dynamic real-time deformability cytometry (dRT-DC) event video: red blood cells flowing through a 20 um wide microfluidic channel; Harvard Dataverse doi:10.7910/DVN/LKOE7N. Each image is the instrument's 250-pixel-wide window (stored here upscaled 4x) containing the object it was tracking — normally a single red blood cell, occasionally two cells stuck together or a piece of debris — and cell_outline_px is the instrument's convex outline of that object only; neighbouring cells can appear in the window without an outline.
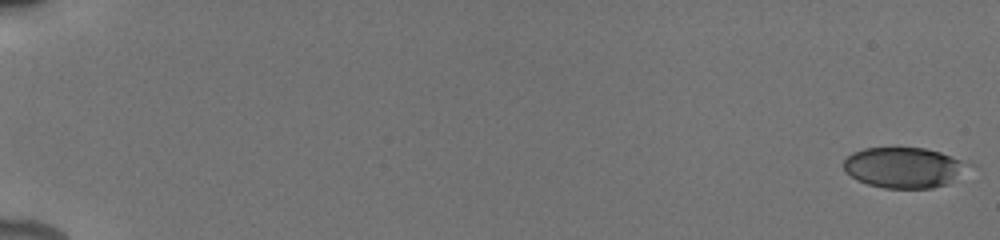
{"species": "human", "species_latin": "Homo sapiens", "temperature_condition": "cold", "stored_images_in_passage": 35, "camera_frame_rate_fps": 3000, "um_per_image_px": 0.085, "donor": {"sex": "male"}, "frame": {"image": 1, "passage_image": 1, "time_ms": 0.0, "image_size_px": [1000, 240], "cell_outline_px": [[964, 164], [948, 184], [932, 188], [884, 188], [868, 184], [856, 180], [844, 172], [844, 160], [852, 152], [864, 148], [924, 148], [940, 152], [960, 160]], "centroid_in_image_um": [76.66, 14.24], "position_along_channel_um": 8.3, "area_um2": 28.61}}
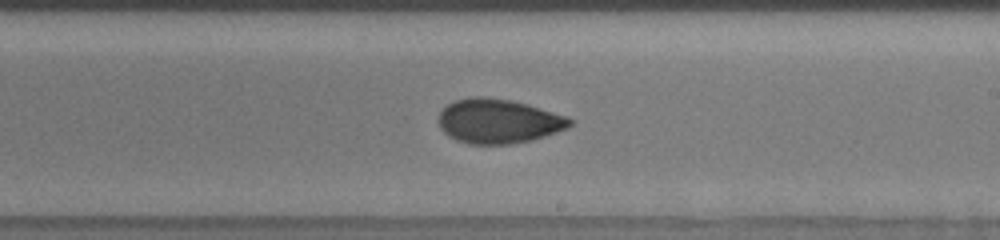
{"frame": {"image": 2, "passage_image": 19, "time_ms": 11.333, "image_size_px": [1000, 240], "cell_outline_px": [[576, 120], [568, 128], [532, 140], [508, 144], [472, 144], [456, 140], [448, 136], [440, 128], [436, 120], [440, 112], [448, 104], [456, 100], [472, 96], [484, 96], [512, 100], [528, 104], [568, 116]], "centroid_in_image_um": [42.37, 10.29], "position_along_channel_um": 246.6, "area_um2": 34.33}}
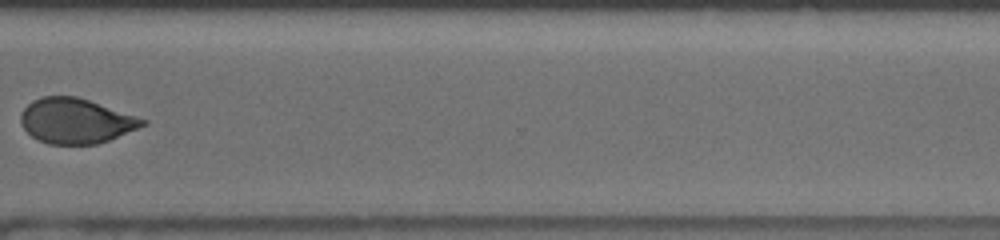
{"frame": {"image": 3, "passage_image": 27, "time_ms": 14.333, "image_size_px": [1000, 240], "cell_outline_px": [[148, 124], [108, 140], [96, 144], [48, 144], [32, 136], [24, 128], [20, 120], [20, 116], [24, 108], [32, 100], [44, 96], [76, 96], [148, 120]], "centroid_in_image_um": [6.44, 10.27], "position_along_channel_um": 364.2, "area_um2": 31.67}, "authors_computed_cell_mechanics": {"area_um2": 32.7148, "velocity_mm_per_s": 3.9052, "shape_relaxation_time_tau1_ms": 3.3719, "shape_relaxation_time_tau2_ms": 1.5187, "deformation_change_tau1": 0.1254, "deformation_change_tau2": 0.0566}}